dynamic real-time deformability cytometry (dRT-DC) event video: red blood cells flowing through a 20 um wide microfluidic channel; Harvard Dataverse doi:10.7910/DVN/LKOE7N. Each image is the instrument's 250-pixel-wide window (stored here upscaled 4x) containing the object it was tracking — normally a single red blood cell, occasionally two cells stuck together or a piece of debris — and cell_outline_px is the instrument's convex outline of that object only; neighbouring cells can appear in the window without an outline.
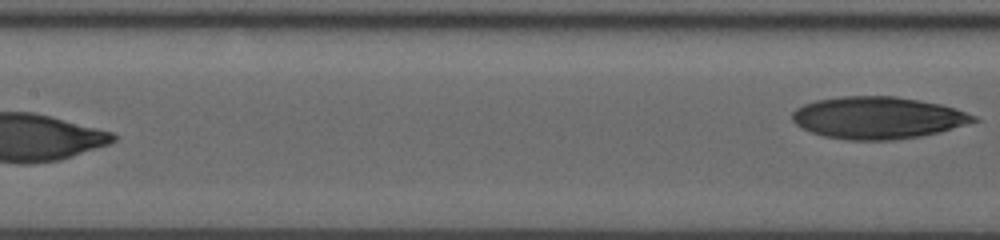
{"species": "human", "species_latin": "Homo sapiens", "temperature_condition": "room temperature", "stored_images_in_passage": 16, "segment_of_instrument_passage": [2, 2], "camera_frame_rate_fps": 3000, "um_per_image_px": 0.085, "donor": {"sex": "male"}, "frame": {"image": 1, "passage_image": 16, "time_ms": 9.0, "image_size_px": [1000, 240], "cell_outline_px": [[980, 120], [940, 132], [920, 136], [892, 140], [848, 140], [824, 136], [800, 128], [792, 120], [792, 112], [796, 108], [804, 104], [816, 100], [840, 96], [896, 96], [920, 100], [940, 104], [956, 108], [976, 116]], "centroid_in_image_um": [74.61, 10.0], "position_along_channel_um": 132.8, "area_um2": 44.62}}